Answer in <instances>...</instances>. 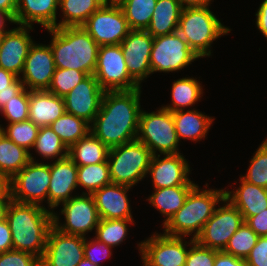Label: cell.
I'll list each match as a JSON object with an SVG mask.
<instances>
[{
  "mask_svg": "<svg viewBox=\"0 0 267 266\" xmlns=\"http://www.w3.org/2000/svg\"><path fill=\"white\" fill-rule=\"evenodd\" d=\"M141 87L129 91H105L90 132L109 149L137 139L141 112Z\"/></svg>",
  "mask_w": 267,
  "mask_h": 266,
  "instance_id": "cell-1",
  "label": "cell"
},
{
  "mask_svg": "<svg viewBox=\"0 0 267 266\" xmlns=\"http://www.w3.org/2000/svg\"><path fill=\"white\" fill-rule=\"evenodd\" d=\"M4 217L10 227L13 249L32 254L41 260L49 230L53 226V212L45 206L10 199Z\"/></svg>",
  "mask_w": 267,
  "mask_h": 266,
  "instance_id": "cell-2",
  "label": "cell"
},
{
  "mask_svg": "<svg viewBox=\"0 0 267 266\" xmlns=\"http://www.w3.org/2000/svg\"><path fill=\"white\" fill-rule=\"evenodd\" d=\"M55 68L94 74L99 45L82 26L49 28Z\"/></svg>",
  "mask_w": 267,
  "mask_h": 266,
  "instance_id": "cell-3",
  "label": "cell"
},
{
  "mask_svg": "<svg viewBox=\"0 0 267 266\" xmlns=\"http://www.w3.org/2000/svg\"><path fill=\"white\" fill-rule=\"evenodd\" d=\"M199 188L196 184L187 195L183 206L163 225L164 234L168 236L187 237L192 233L196 239L213 215L216 205L222 202L226 189Z\"/></svg>",
  "mask_w": 267,
  "mask_h": 266,
  "instance_id": "cell-4",
  "label": "cell"
},
{
  "mask_svg": "<svg viewBox=\"0 0 267 266\" xmlns=\"http://www.w3.org/2000/svg\"><path fill=\"white\" fill-rule=\"evenodd\" d=\"M209 6L182 8L178 23L177 32L199 58L211 56L213 41L231 32Z\"/></svg>",
  "mask_w": 267,
  "mask_h": 266,
  "instance_id": "cell-5",
  "label": "cell"
},
{
  "mask_svg": "<svg viewBox=\"0 0 267 266\" xmlns=\"http://www.w3.org/2000/svg\"><path fill=\"white\" fill-rule=\"evenodd\" d=\"M152 154L138 139L109 150L111 182L133 187L146 177Z\"/></svg>",
  "mask_w": 267,
  "mask_h": 266,
  "instance_id": "cell-6",
  "label": "cell"
},
{
  "mask_svg": "<svg viewBox=\"0 0 267 266\" xmlns=\"http://www.w3.org/2000/svg\"><path fill=\"white\" fill-rule=\"evenodd\" d=\"M137 139L152 155H157L158 152L160 155L180 153L172 112L163 107L149 113L141 110Z\"/></svg>",
  "mask_w": 267,
  "mask_h": 266,
  "instance_id": "cell-7",
  "label": "cell"
},
{
  "mask_svg": "<svg viewBox=\"0 0 267 266\" xmlns=\"http://www.w3.org/2000/svg\"><path fill=\"white\" fill-rule=\"evenodd\" d=\"M60 205L63 207L61 215L65 219L63 225L58 214L53 211V226L60 232L85 237L86 233L94 229L96 231L101 218L92 194L75 195Z\"/></svg>",
  "mask_w": 267,
  "mask_h": 266,
  "instance_id": "cell-8",
  "label": "cell"
},
{
  "mask_svg": "<svg viewBox=\"0 0 267 266\" xmlns=\"http://www.w3.org/2000/svg\"><path fill=\"white\" fill-rule=\"evenodd\" d=\"M199 56L176 31L153 39L150 67L154 72H178L191 65Z\"/></svg>",
  "mask_w": 267,
  "mask_h": 266,
  "instance_id": "cell-9",
  "label": "cell"
},
{
  "mask_svg": "<svg viewBox=\"0 0 267 266\" xmlns=\"http://www.w3.org/2000/svg\"><path fill=\"white\" fill-rule=\"evenodd\" d=\"M94 76L104 91L140 88L129 75L120 44L99 46Z\"/></svg>",
  "mask_w": 267,
  "mask_h": 266,
  "instance_id": "cell-10",
  "label": "cell"
},
{
  "mask_svg": "<svg viewBox=\"0 0 267 266\" xmlns=\"http://www.w3.org/2000/svg\"><path fill=\"white\" fill-rule=\"evenodd\" d=\"M50 179V163L30 161L10 179L11 199L40 206L46 200L48 204Z\"/></svg>",
  "mask_w": 267,
  "mask_h": 266,
  "instance_id": "cell-11",
  "label": "cell"
},
{
  "mask_svg": "<svg viewBox=\"0 0 267 266\" xmlns=\"http://www.w3.org/2000/svg\"><path fill=\"white\" fill-rule=\"evenodd\" d=\"M82 27L99 46L120 44L131 31L117 2L103 4Z\"/></svg>",
  "mask_w": 267,
  "mask_h": 266,
  "instance_id": "cell-12",
  "label": "cell"
},
{
  "mask_svg": "<svg viewBox=\"0 0 267 266\" xmlns=\"http://www.w3.org/2000/svg\"><path fill=\"white\" fill-rule=\"evenodd\" d=\"M218 205L202 232L195 239L200 245L216 251H224L230 238L244 222L241 212L227 199Z\"/></svg>",
  "mask_w": 267,
  "mask_h": 266,
  "instance_id": "cell-13",
  "label": "cell"
},
{
  "mask_svg": "<svg viewBox=\"0 0 267 266\" xmlns=\"http://www.w3.org/2000/svg\"><path fill=\"white\" fill-rule=\"evenodd\" d=\"M183 237L154 233L137 246L141 253L143 266H185L191 246Z\"/></svg>",
  "mask_w": 267,
  "mask_h": 266,
  "instance_id": "cell-14",
  "label": "cell"
},
{
  "mask_svg": "<svg viewBox=\"0 0 267 266\" xmlns=\"http://www.w3.org/2000/svg\"><path fill=\"white\" fill-rule=\"evenodd\" d=\"M85 237L60 232L54 226L49 230L41 266H78L84 259Z\"/></svg>",
  "mask_w": 267,
  "mask_h": 266,
  "instance_id": "cell-15",
  "label": "cell"
},
{
  "mask_svg": "<svg viewBox=\"0 0 267 266\" xmlns=\"http://www.w3.org/2000/svg\"><path fill=\"white\" fill-rule=\"evenodd\" d=\"M153 39L146 30H131L120 43L128 73L139 86L152 74L150 54Z\"/></svg>",
  "mask_w": 267,
  "mask_h": 266,
  "instance_id": "cell-16",
  "label": "cell"
},
{
  "mask_svg": "<svg viewBox=\"0 0 267 266\" xmlns=\"http://www.w3.org/2000/svg\"><path fill=\"white\" fill-rule=\"evenodd\" d=\"M55 71L54 56L49 44L33 43L24 62L20 80L30 91L48 90Z\"/></svg>",
  "mask_w": 267,
  "mask_h": 266,
  "instance_id": "cell-17",
  "label": "cell"
},
{
  "mask_svg": "<svg viewBox=\"0 0 267 266\" xmlns=\"http://www.w3.org/2000/svg\"><path fill=\"white\" fill-rule=\"evenodd\" d=\"M104 93L94 74L88 75L63 97L65 112L91 124L100 110Z\"/></svg>",
  "mask_w": 267,
  "mask_h": 266,
  "instance_id": "cell-18",
  "label": "cell"
},
{
  "mask_svg": "<svg viewBox=\"0 0 267 266\" xmlns=\"http://www.w3.org/2000/svg\"><path fill=\"white\" fill-rule=\"evenodd\" d=\"M152 155L147 174L151 175L153 189L179 185H196L189 179L190 165L182 153Z\"/></svg>",
  "mask_w": 267,
  "mask_h": 266,
  "instance_id": "cell-19",
  "label": "cell"
},
{
  "mask_svg": "<svg viewBox=\"0 0 267 266\" xmlns=\"http://www.w3.org/2000/svg\"><path fill=\"white\" fill-rule=\"evenodd\" d=\"M32 27L19 25L8 29L0 38V67L18 77L22 74L29 49L34 43L29 35Z\"/></svg>",
  "mask_w": 267,
  "mask_h": 266,
  "instance_id": "cell-20",
  "label": "cell"
},
{
  "mask_svg": "<svg viewBox=\"0 0 267 266\" xmlns=\"http://www.w3.org/2000/svg\"><path fill=\"white\" fill-rule=\"evenodd\" d=\"M50 184L48 188V209L54 211L61 203L73 197L77 189V165L66 157L50 163Z\"/></svg>",
  "mask_w": 267,
  "mask_h": 266,
  "instance_id": "cell-21",
  "label": "cell"
},
{
  "mask_svg": "<svg viewBox=\"0 0 267 266\" xmlns=\"http://www.w3.org/2000/svg\"><path fill=\"white\" fill-rule=\"evenodd\" d=\"M130 186L114 184L103 186L92 194L101 219H133L127 193Z\"/></svg>",
  "mask_w": 267,
  "mask_h": 266,
  "instance_id": "cell-22",
  "label": "cell"
},
{
  "mask_svg": "<svg viewBox=\"0 0 267 266\" xmlns=\"http://www.w3.org/2000/svg\"><path fill=\"white\" fill-rule=\"evenodd\" d=\"M59 0H17L14 22L18 25L57 28V10Z\"/></svg>",
  "mask_w": 267,
  "mask_h": 266,
  "instance_id": "cell-23",
  "label": "cell"
},
{
  "mask_svg": "<svg viewBox=\"0 0 267 266\" xmlns=\"http://www.w3.org/2000/svg\"><path fill=\"white\" fill-rule=\"evenodd\" d=\"M65 113L63 97L48 90H34L29 93V120L39 127L50 126Z\"/></svg>",
  "mask_w": 267,
  "mask_h": 266,
  "instance_id": "cell-24",
  "label": "cell"
},
{
  "mask_svg": "<svg viewBox=\"0 0 267 266\" xmlns=\"http://www.w3.org/2000/svg\"><path fill=\"white\" fill-rule=\"evenodd\" d=\"M235 191H226L227 198L242 214L244 222L267 209V188L248 183L240 177Z\"/></svg>",
  "mask_w": 267,
  "mask_h": 266,
  "instance_id": "cell-25",
  "label": "cell"
},
{
  "mask_svg": "<svg viewBox=\"0 0 267 266\" xmlns=\"http://www.w3.org/2000/svg\"><path fill=\"white\" fill-rule=\"evenodd\" d=\"M172 117L175 123V130L179 141L181 139H189L191 141H201L208 134L210 126L214 121L212 116H207L205 113L198 112L192 109L184 111L178 110L172 112Z\"/></svg>",
  "mask_w": 267,
  "mask_h": 266,
  "instance_id": "cell-26",
  "label": "cell"
},
{
  "mask_svg": "<svg viewBox=\"0 0 267 266\" xmlns=\"http://www.w3.org/2000/svg\"><path fill=\"white\" fill-rule=\"evenodd\" d=\"M182 7L178 0H157L147 32L154 38L177 31Z\"/></svg>",
  "mask_w": 267,
  "mask_h": 266,
  "instance_id": "cell-27",
  "label": "cell"
},
{
  "mask_svg": "<svg viewBox=\"0 0 267 266\" xmlns=\"http://www.w3.org/2000/svg\"><path fill=\"white\" fill-rule=\"evenodd\" d=\"M109 148L89 132L68 149V157L77 166L102 163L108 160Z\"/></svg>",
  "mask_w": 267,
  "mask_h": 266,
  "instance_id": "cell-28",
  "label": "cell"
},
{
  "mask_svg": "<svg viewBox=\"0 0 267 266\" xmlns=\"http://www.w3.org/2000/svg\"><path fill=\"white\" fill-rule=\"evenodd\" d=\"M195 185H179L154 189L153 193L146 199L160 214L166 216L163 225L183 206L190 190Z\"/></svg>",
  "mask_w": 267,
  "mask_h": 266,
  "instance_id": "cell-29",
  "label": "cell"
},
{
  "mask_svg": "<svg viewBox=\"0 0 267 266\" xmlns=\"http://www.w3.org/2000/svg\"><path fill=\"white\" fill-rule=\"evenodd\" d=\"M30 151L17 145L5 135L0 139V173L12 179L30 161H35Z\"/></svg>",
  "mask_w": 267,
  "mask_h": 266,
  "instance_id": "cell-30",
  "label": "cell"
},
{
  "mask_svg": "<svg viewBox=\"0 0 267 266\" xmlns=\"http://www.w3.org/2000/svg\"><path fill=\"white\" fill-rule=\"evenodd\" d=\"M104 3L101 0H59L62 19L57 28L82 26Z\"/></svg>",
  "mask_w": 267,
  "mask_h": 266,
  "instance_id": "cell-31",
  "label": "cell"
},
{
  "mask_svg": "<svg viewBox=\"0 0 267 266\" xmlns=\"http://www.w3.org/2000/svg\"><path fill=\"white\" fill-rule=\"evenodd\" d=\"M203 86L194 77H183L172 83L171 102L172 104L161 106L171 112L184 110L200 101L203 96Z\"/></svg>",
  "mask_w": 267,
  "mask_h": 266,
  "instance_id": "cell-32",
  "label": "cell"
},
{
  "mask_svg": "<svg viewBox=\"0 0 267 266\" xmlns=\"http://www.w3.org/2000/svg\"><path fill=\"white\" fill-rule=\"evenodd\" d=\"M50 127L68 149L90 132L88 122L67 112L55 120Z\"/></svg>",
  "mask_w": 267,
  "mask_h": 266,
  "instance_id": "cell-33",
  "label": "cell"
},
{
  "mask_svg": "<svg viewBox=\"0 0 267 266\" xmlns=\"http://www.w3.org/2000/svg\"><path fill=\"white\" fill-rule=\"evenodd\" d=\"M131 30H147L157 0H118Z\"/></svg>",
  "mask_w": 267,
  "mask_h": 266,
  "instance_id": "cell-34",
  "label": "cell"
},
{
  "mask_svg": "<svg viewBox=\"0 0 267 266\" xmlns=\"http://www.w3.org/2000/svg\"><path fill=\"white\" fill-rule=\"evenodd\" d=\"M78 187H83L86 191L82 194H93L103 186L111 184L108 161L77 166Z\"/></svg>",
  "mask_w": 267,
  "mask_h": 266,
  "instance_id": "cell-35",
  "label": "cell"
},
{
  "mask_svg": "<svg viewBox=\"0 0 267 266\" xmlns=\"http://www.w3.org/2000/svg\"><path fill=\"white\" fill-rule=\"evenodd\" d=\"M32 149L43 159L61 160L68 157V148L50 126L40 127Z\"/></svg>",
  "mask_w": 267,
  "mask_h": 266,
  "instance_id": "cell-36",
  "label": "cell"
},
{
  "mask_svg": "<svg viewBox=\"0 0 267 266\" xmlns=\"http://www.w3.org/2000/svg\"><path fill=\"white\" fill-rule=\"evenodd\" d=\"M134 219H100L96 227L95 238L104 242L112 248L125 241L128 232V225L133 224Z\"/></svg>",
  "mask_w": 267,
  "mask_h": 266,
  "instance_id": "cell-37",
  "label": "cell"
},
{
  "mask_svg": "<svg viewBox=\"0 0 267 266\" xmlns=\"http://www.w3.org/2000/svg\"><path fill=\"white\" fill-rule=\"evenodd\" d=\"M259 236L243 222L230 238L224 252L238 258L246 259L251 249L257 244Z\"/></svg>",
  "mask_w": 267,
  "mask_h": 266,
  "instance_id": "cell-38",
  "label": "cell"
},
{
  "mask_svg": "<svg viewBox=\"0 0 267 266\" xmlns=\"http://www.w3.org/2000/svg\"><path fill=\"white\" fill-rule=\"evenodd\" d=\"M39 129L31 120H26L8 124L7 128H4V135L29 151L35 144Z\"/></svg>",
  "mask_w": 267,
  "mask_h": 266,
  "instance_id": "cell-39",
  "label": "cell"
},
{
  "mask_svg": "<svg viewBox=\"0 0 267 266\" xmlns=\"http://www.w3.org/2000/svg\"><path fill=\"white\" fill-rule=\"evenodd\" d=\"M247 173L241 178L248 183L267 188V137L250 160Z\"/></svg>",
  "mask_w": 267,
  "mask_h": 266,
  "instance_id": "cell-40",
  "label": "cell"
},
{
  "mask_svg": "<svg viewBox=\"0 0 267 266\" xmlns=\"http://www.w3.org/2000/svg\"><path fill=\"white\" fill-rule=\"evenodd\" d=\"M88 75L75 69L55 68L49 92L64 97Z\"/></svg>",
  "mask_w": 267,
  "mask_h": 266,
  "instance_id": "cell-41",
  "label": "cell"
},
{
  "mask_svg": "<svg viewBox=\"0 0 267 266\" xmlns=\"http://www.w3.org/2000/svg\"><path fill=\"white\" fill-rule=\"evenodd\" d=\"M29 93L24 87L0 110L8 124L29 120Z\"/></svg>",
  "mask_w": 267,
  "mask_h": 266,
  "instance_id": "cell-42",
  "label": "cell"
},
{
  "mask_svg": "<svg viewBox=\"0 0 267 266\" xmlns=\"http://www.w3.org/2000/svg\"><path fill=\"white\" fill-rule=\"evenodd\" d=\"M215 258L216 250L204 247L191 238L185 266H214Z\"/></svg>",
  "mask_w": 267,
  "mask_h": 266,
  "instance_id": "cell-43",
  "label": "cell"
},
{
  "mask_svg": "<svg viewBox=\"0 0 267 266\" xmlns=\"http://www.w3.org/2000/svg\"><path fill=\"white\" fill-rule=\"evenodd\" d=\"M112 247L107 246L104 242L97 240L95 237L91 240H84V258L91 263L101 266L100 261L105 260L112 255Z\"/></svg>",
  "mask_w": 267,
  "mask_h": 266,
  "instance_id": "cell-44",
  "label": "cell"
},
{
  "mask_svg": "<svg viewBox=\"0 0 267 266\" xmlns=\"http://www.w3.org/2000/svg\"><path fill=\"white\" fill-rule=\"evenodd\" d=\"M0 266H41L40 259L32 254L19 250H8L0 253Z\"/></svg>",
  "mask_w": 267,
  "mask_h": 266,
  "instance_id": "cell-45",
  "label": "cell"
},
{
  "mask_svg": "<svg viewBox=\"0 0 267 266\" xmlns=\"http://www.w3.org/2000/svg\"><path fill=\"white\" fill-rule=\"evenodd\" d=\"M245 260L248 266H267V236H259Z\"/></svg>",
  "mask_w": 267,
  "mask_h": 266,
  "instance_id": "cell-46",
  "label": "cell"
},
{
  "mask_svg": "<svg viewBox=\"0 0 267 266\" xmlns=\"http://www.w3.org/2000/svg\"><path fill=\"white\" fill-rule=\"evenodd\" d=\"M245 222L258 236H267V209L250 216Z\"/></svg>",
  "mask_w": 267,
  "mask_h": 266,
  "instance_id": "cell-47",
  "label": "cell"
},
{
  "mask_svg": "<svg viewBox=\"0 0 267 266\" xmlns=\"http://www.w3.org/2000/svg\"><path fill=\"white\" fill-rule=\"evenodd\" d=\"M13 249L9 224L3 216L0 218V253Z\"/></svg>",
  "mask_w": 267,
  "mask_h": 266,
  "instance_id": "cell-48",
  "label": "cell"
},
{
  "mask_svg": "<svg viewBox=\"0 0 267 266\" xmlns=\"http://www.w3.org/2000/svg\"><path fill=\"white\" fill-rule=\"evenodd\" d=\"M214 266H248L246 260L235 257L224 251H216Z\"/></svg>",
  "mask_w": 267,
  "mask_h": 266,
  "instance_id": "cell-49",
  "label": "cell"
},
{
  "mask_svg": "<svg viewBox=\"0 0 267 266\" xmlns=\"http://www.w3.org/2000/svg\"><path fill=\"white\" fill-rule=\"evenodd\" d=\"M23 88L24 84L20 80V77H18L11 84V90L0 91V110L5 106L8 101L13 99V96H16Z\"/></svg>",
  "mask_w": 267,
  "mask_h": 266,
  "instance_id": "cell-50",
  "label": "cell"
},
{
  "mask_svg": "<svg viewBox=\"0 0 267 266\" xmlns=\"http://www.w3.org/2000/svg\"><path fill=\"white\" fill-rule=\"evenodd\" d=\"M255 16L257 28L267 39V0L262 1Z\"/></svg>",
  "mask_w": 267,
  "mask_h": 266,
  "instance_id": "cell-51",
  "label": "cell"
},
{
  "mask_svg": "<svg viewBox=\"0 0 267 266\" xmlns=\"http://www.w3.org/2000/svg\"><path fill=\"white\" fill-rule=\"evenodd\" d=\"M18 78L10 71L0 67V91L11 90V84Z\"/></svg>",
  "mask_w": 267,
  "mask_h": 266,
  "instance_id": "cell-52",
  "label": "cell"
},
{
  "mask_svg": "<svg viewBox=\"0 0 267 266\" xmlns=\"http://www.w3.org/2000/svg\"><path fill=\"white\" fill-rule=\"evenodd\" d=\"M11 199L10 179L0 173V201Z\"/></svg>",
  "mask_w": 267,
  "mask_h": 266,
  "instance_id": "cell-53",
  "label": "cell"
},
{
  "mask_svg": "<svg viewBox=\"0 0 267 266\" xmlns=\"http://www.w3.org/2000/svg\"><path fill=\"white\" fill-rule=\"evenodd\" d=\"M17 0H0V11L7 12L13 19L15 18Z\"/></svg>",
  "mask_w": 267,
  "mask_h": 266,
  "instance_id": "cell-54",
  "label": "cell"
},
{
  "mask_svg": "<svg viewBox=\"0 0 267 266\" xmlns=\"http://www.w3.org/2000/svg\"><path fill=\"white\" fill-rule=\"evenodd\" d=\"M182 8L210 5L212 0H178Z\"/></svg>",
  "mask_w": 267,
  "mask_h": 266,
  "instance_id": "cell-55",
  "label": "cell"
},
{
  "mask_svg": "<svg viewBox=\"0 0 267 266\" xmlns=\"http://www.w3.org/2000/svg\"><path fill=\"white\" fill-rule=\"evenodd\" d=\"M11 22L14 23V19L5 11H0V33H6L8 30H6V24L5 22Z\"/></svg>",
  "mask_w": 267,
  "mask_h": 266,
  "instance_id": "cell-56",
  "label": "cell"
},
{
  "mask_svg": "<svg viewBox=\"0 0 267 266\" xmlns=\"http://www.w3.org/2000/svg\"><path fill=\"white\" fill-rule=\"evenodd\" d=\"M8 202L9 201H0V218L4 216L5 207Z\"/></svg>",
  "mask_w": 267,
  "mask_h": 266,
  "instance_id": "cell-57",
  "label": "cell"
},
{
  "mask_svg": "<svg viewBox=\"0 0 267 266\" xmlns=\"http://www.w3.org/2000/svg\"><path fill=\"white\" fill-rule=\"evenodd\" d=\"M78 266H98L95 265L93 263H91L88 259L84 258L79 264Z\"/></svg>",
  "mask_w": 267,
  "mask_h": 266,
  "instance_id": "cell-58",
  "label": "cell"
},
{
  "mask_svg": "<svg viewBox=\"0 0 267 266\" xmlns=\"http://www.w3.org/2000/svg\"><path fill=\"white\" fill-rule=\"evenodd\" d=\"M104 4H111L116 2L115 0H101Z\"/></svg>",
  "mask_w": 267,
  "mask_h": 266,
  "instance_id": "cell-59",
  "label": "cell"
},
{
  "mask_svg": "<svg viewBox=\"0 0 267 266\" xmlns=\"http://www.w3.org/2000/svg\"><path fill=\"white\" fill-rule=\"evenodd\" d=\"M4 136V127L0 125V139Z\"/></svg>",
  "mask_w": 267,
  "mask_h": 266,
  "instance_id": "cell-60",
  "label": "cell"
}]
</instances>
